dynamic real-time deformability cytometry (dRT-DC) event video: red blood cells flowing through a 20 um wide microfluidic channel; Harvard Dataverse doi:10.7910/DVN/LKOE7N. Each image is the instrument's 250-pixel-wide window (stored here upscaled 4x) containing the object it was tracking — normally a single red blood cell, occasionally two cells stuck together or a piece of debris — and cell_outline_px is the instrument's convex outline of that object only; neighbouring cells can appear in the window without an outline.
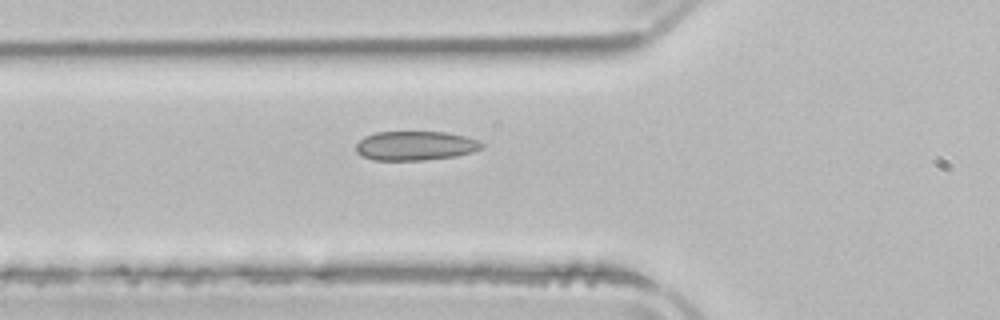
{"species": "common noctule bat (a hibernating species)", "species_latin": "Nyctalus noctula", "temperature_condition": "room temperature", "stored_images_in_passage": 5, "camera_frame_rate_fps": 3000, "um_per_image_px": 0.085, "animal": {"sex": "male", "body_mass_g": 21.5, "forearm_length_mm": 52.0}, "frame": {"image": 1, "passage_image": 5, "time_ms": 7.333, "image_size_px": [1000, 320], "cell_outline_px": [[484, 148], [472, 152], [456, 156], [424, 160], [372, 160], [356, 152], [356, 144], [364, 136], [376, 132], [448, 132], [480, 140], [484, 144]], "centroid_in_image_um": [35.33, 12.38], "position_along_channel_um": 90.5, "area_um2": 21.56}}